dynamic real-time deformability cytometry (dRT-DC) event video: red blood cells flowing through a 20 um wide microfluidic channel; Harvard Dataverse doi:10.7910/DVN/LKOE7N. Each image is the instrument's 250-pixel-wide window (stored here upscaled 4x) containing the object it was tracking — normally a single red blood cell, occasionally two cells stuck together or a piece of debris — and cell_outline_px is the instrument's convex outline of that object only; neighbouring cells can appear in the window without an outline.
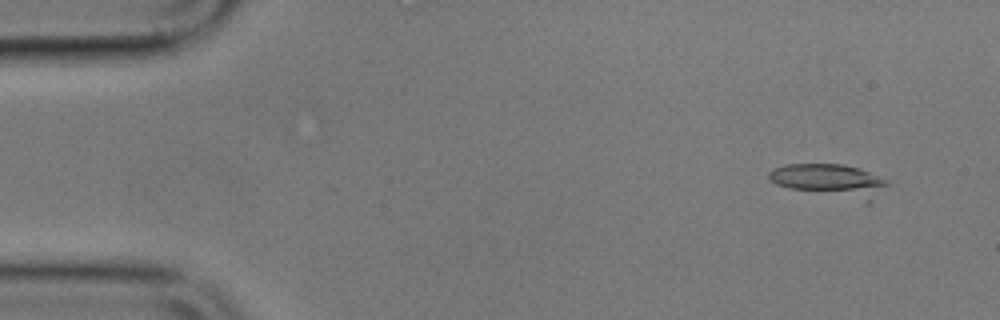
{"species": "common noctule bat (a hibernating species)", "species_latin": "Nyctalus noctula", "temperature_condition": "cold", "stored_images_in_passage": 9, "camera_frame_rate_fps": 3000, "um_per_image_px": 0.085, "animal": {"sex": "male", "body_mass_g": 17.9}, "frame": {"image": 1, "passage_image": 1, "time_ms": 0.0, "image_size_px": [1000, 320], "cell_outline_px": [[888, 184], [872, 204], [864, 204], [788, 188], [776, 184], [768, 176], [768, 172], [772, 168], [784, 164], [844, 164], [868, 172], [888, 180]], "centroid_in_image_um": [70.6, 15.4], "position_along_channel_um": 14.4, "area_um2": 23.41}}
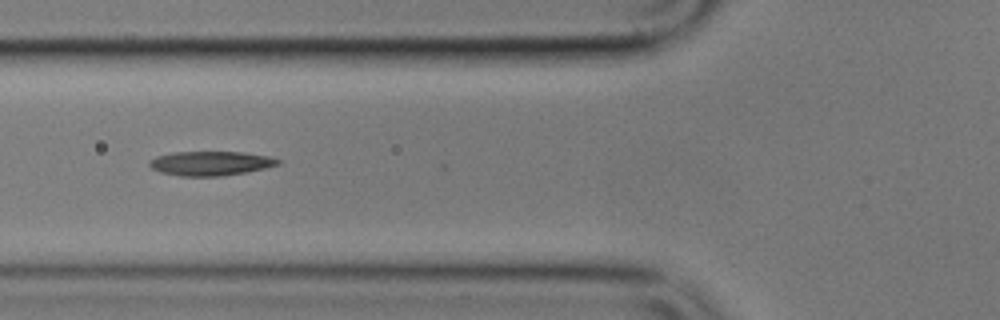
{"frame": {"image": 2, "passage_image": 6, "time_ms": 5.667, "image_size_px": [1000, 320], "cell_outline_px": [[280, 164], [264, 168], [244, 172], [220, 176], [180, 176], [160, 172], [152, 168], [148, 164], [148, 160], [156, 156], [172, 152], [244, 152], [268, 156], [280, 160]], "centroid_in_image_um": [17.85, 13.88], "position_along_channel_um": 107.9, "area_um2": 18.15}}
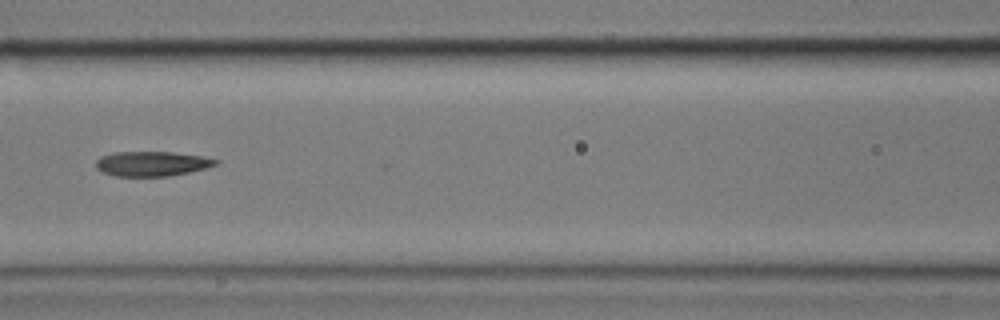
{"frame": {"image": 3, "passage_image": 7, "time_ms": 7.0, "image_size_px": [1000, 320], "cell_outline_px": [[220, 164], [188, 172], [168, 176], [116, 176], [104, 172], [96, 168], [96, 160], [100, 156], [112, 152], [172, 152], [204, 156], [220, 160]], "centroid_in_image_um": [12.93, 13.9], "position_along_channel_um": 153.7, "area_um2": 17.34}}